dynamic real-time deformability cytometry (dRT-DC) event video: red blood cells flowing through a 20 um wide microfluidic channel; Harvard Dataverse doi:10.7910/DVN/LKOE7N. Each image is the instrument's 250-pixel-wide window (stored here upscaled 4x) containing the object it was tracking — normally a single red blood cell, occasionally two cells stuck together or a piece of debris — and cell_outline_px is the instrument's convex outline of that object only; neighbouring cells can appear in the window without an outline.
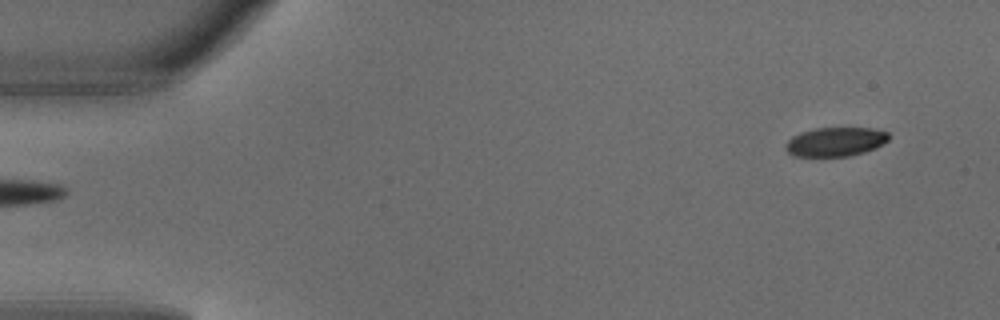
{"species": "common noctule bat (a hibernating species)", "species_latin": "Nyctalus noctula", "temperature_condition": "warm", "stored_images_in_passage": 4, "segment_of_instrument_passage": [2, 2], "camera_frame_rate_fps": 3000, "um_per_image_px": 0.085, "animal": {"sex": "male", "body_mass_g": 18.8}, "frame": {"image": 1, "passage_image": 4, "time_ms": 1.0, "image_size_px": [1000, 320], "cell_outline_px": [[888, 140], [864, 152], [848, 156], [792, 156], [784, 148], [784, 144], [792, 136], [800, 132], [816, 128], [872, 128], [888, 132]], "centroid_in_image_um": [70.95, 12.05], "position_along_channel_um": 14.1, "area_um2": 17.34}}